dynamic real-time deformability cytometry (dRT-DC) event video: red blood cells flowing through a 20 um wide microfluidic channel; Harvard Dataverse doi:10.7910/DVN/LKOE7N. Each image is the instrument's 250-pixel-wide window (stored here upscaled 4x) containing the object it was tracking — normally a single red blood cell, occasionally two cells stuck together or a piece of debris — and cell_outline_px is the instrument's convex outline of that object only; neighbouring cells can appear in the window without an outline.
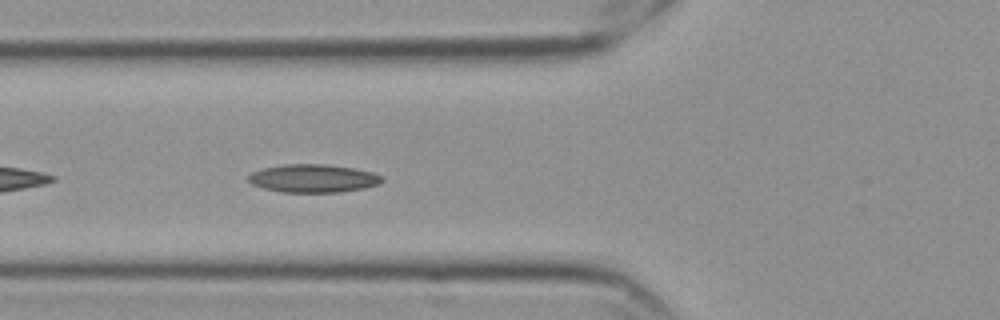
{"species": "Egyptian fruit bat (a non-hibernating species)", "species_latin": "Rousettus aegyptiacus", "temperature_condition": "cold", "stored_images_in_passage": 42, "camera_frame_rate_fps": 3000, "um_per_image_px": 0.085, "frame": {"image": 1, "passage_image": 5, "time_ms": 1.333, "image_size_px": [1000, 320], "cell_outline_px": [[384, 180], [380, 184], [364, 188], [340, 192], [280, 192], [264, 188], [252, 184], [248, 180], [248, 176], [252, 172], [264, 168], [284, 164], [328, 164], [352, 168], [372, 172], [384, 176]], "centroid_in_image_um": [26.65, 15.16], "position_along_channel_um": 99.1, "area_um2": 21.96}}
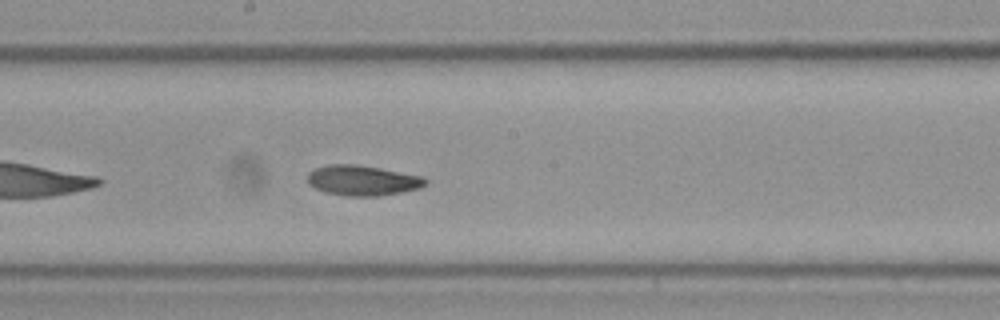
{"frame": {"image": 2, "passage_image": 15, "time_ms": 4.667, "image_size_px": [1000, 320], "cell_outline_px": [[428, 184], [420, 188], [380, 196], [348, 196], [324, 192], [308, 184], [308, 172], [316, 168], [328, 164], [356, 164], [380, 168], [424, 176], [428, 180]], "centroid_in_image_um": [30.84, 15.33], "position_along_channel_um": 217.4, "area_um2": 20.92}}
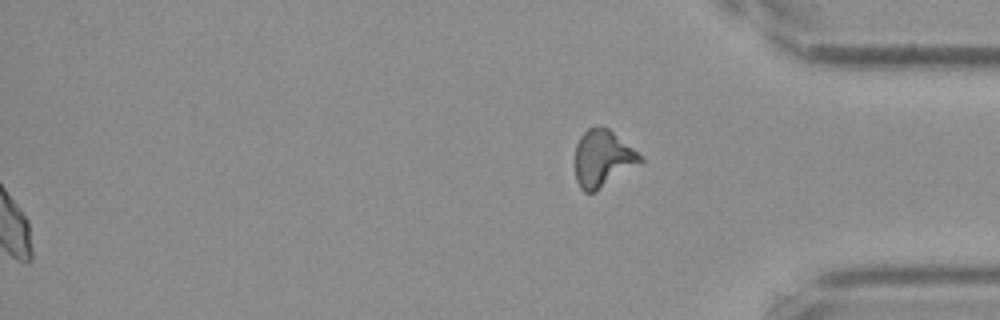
{"frame": {"image": 3, "passage_image": 42, "time_ms": 13.667, "image_size_px": [1000, 320], "cell_outline_px": [[644, 160], [596, 192], [584, 192], [580, 188], [576, 180], [576, 144], [580, 136], [588, 128], [600, 124], [608, 128], [632, 148]], "centroid_in_image_um": [51.19, 13.46], "position_along_channel_um": 384.0, "area_um2": 21.33}, "authors_computed_cell_mechanics": {"area_um2": 20.519, "velocity_mm_per_s": 3.5266, "shape_relaxation_time_tau1_ms": 9.4927, "shape_relaxation_time_tau2_ms": 4.0994, "deformation_change_tau1": 0.1605, "deformation_change_tau2": 0.087}}